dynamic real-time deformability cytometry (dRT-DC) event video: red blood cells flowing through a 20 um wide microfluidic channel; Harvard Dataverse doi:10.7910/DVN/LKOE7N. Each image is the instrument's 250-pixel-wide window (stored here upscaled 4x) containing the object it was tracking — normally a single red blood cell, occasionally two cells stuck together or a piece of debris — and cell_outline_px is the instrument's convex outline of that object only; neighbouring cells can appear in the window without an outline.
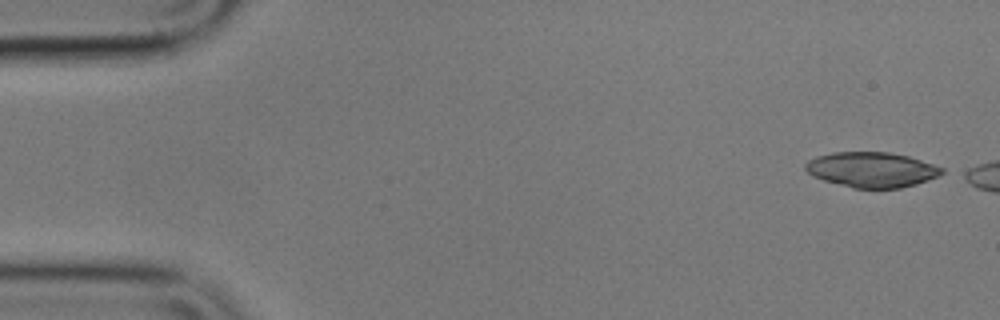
{"species": "common noctule bat (a hibernating species)", "species_latin": "Nyctalus noctula", "temperature_condition": "cold", "stored_images_in_passage": 5, "camera_frame_rate_fps": 3000, "um_per_image_px": 0.085, "animal": {"sex": "male", "body_mass_g": 17.9}, "frame": {"image": 1, "passage_image": 1, "time_ms": 0.0, "image_size_px": [1000, 320], "cell_outline_px": [[948, 172], [940, 176], [916, 184], [900, 188], [852, 188], [824, 180], [812, 176], [804, 168], [804, 164], [808, 160], [816, 156], [832, 152], [888, 152], [908, 156], [944, 168]], "centroid_in_image_um": [74.1, 14.42], "position_along_channel_um": 10.9, "area_um2": 28.15}}